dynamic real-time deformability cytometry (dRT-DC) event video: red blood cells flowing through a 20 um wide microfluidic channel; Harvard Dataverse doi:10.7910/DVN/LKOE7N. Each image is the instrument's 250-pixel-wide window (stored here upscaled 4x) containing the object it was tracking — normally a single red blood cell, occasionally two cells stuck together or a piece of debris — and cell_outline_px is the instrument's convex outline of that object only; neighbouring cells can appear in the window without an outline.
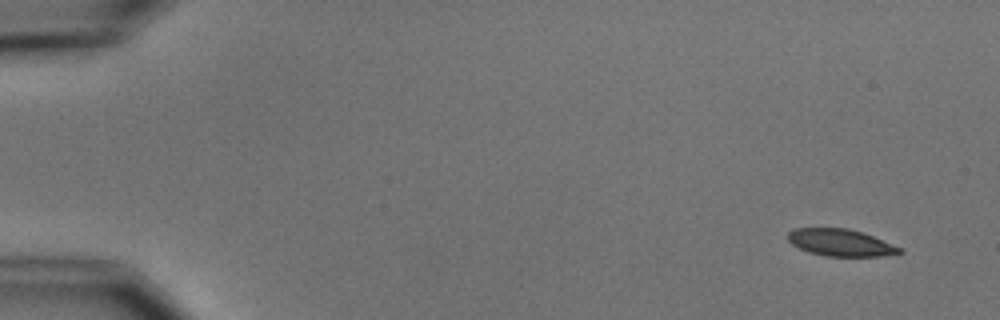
{"species": "common noctule bat (a hibernating species)", "species_latin": "Nyctalus noctula", "temperature_condition": "cold", "stored_images_in_passage": 5, "camera_frame_rate_fps": 3000, "um_per_image_px": 0.085, "animal": {"sex": "male", "body_mass_g": 15.6}, "frame": {"image": 1, "passage_image": 1, "time_ms": 0.0, "image_size_px": [1000, 320], "cell_outline_px": [[904, 252], [880, 256], [824, 256], [808, 252], [792, 244], [788, 240], [788, 232], [792, 228], [848, 228], [864, 232], [904, 248]], "centroid_in_image_um": [71.48, 20.61], "position_along_channel_um": 13.5, "area_um2": 17.8}}
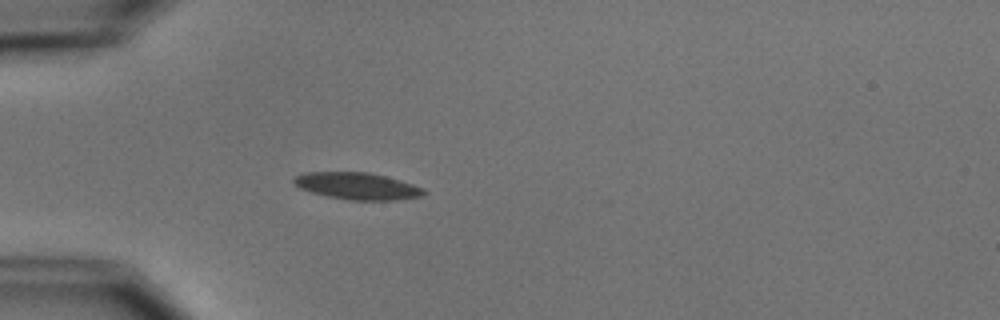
{"frame": {"image": 2, "passage_image": 5, "time_ms": 4.333, "image_size_px": [1000, 320], "cell_outline_px": [[428, 192], [424, 196], [396, 200], [352, 200], [328, 196], [312, 192], [300, 188], [292, 180], [296, 176], [304, 172], [368, 172], [400, 180], [424, 188]], "centroid_in_image_um": [30.41, 15.81], "position_along_channel_um": 54.6, "area_um2": 20.29}}